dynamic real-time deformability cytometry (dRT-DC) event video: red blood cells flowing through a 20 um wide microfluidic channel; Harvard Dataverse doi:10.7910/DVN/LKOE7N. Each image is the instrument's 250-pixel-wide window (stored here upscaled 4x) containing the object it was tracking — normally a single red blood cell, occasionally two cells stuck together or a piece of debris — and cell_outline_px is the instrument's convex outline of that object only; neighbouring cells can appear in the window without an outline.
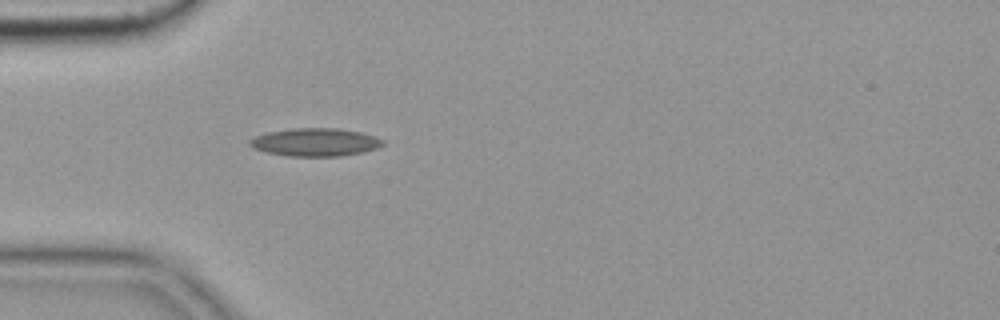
{"species": "common noctule bat (a hibernating species)", "species_latin": "Nyctalus noctula", "temperature_condition": "cold", "stored_images_in_passage": 35, "camera_frame_rate_fps": 3000, "um_per_image_px": 0.085, "animal": {"sex": "female", "body_mass_g": 19.9}, "frame": {"image": 1, "passage_image": 1, "time_ms": 0.0, "image_size_px": [1000, 320], "cell_outline_px": [[384, 144], [376, 148], [360, 152], [340, 156], [288, 156], [268, 152], [252, 148], [248, 144], [248, 140], [256, 136], [268, 132], [292, 128], [336, 128], [360, 132], [376, 136], [384, 140]], "centroid_in_image_um": [26.78, 12.08], "position_along_channel_um": 58.2, "area_um2": 21.62}, "authors_computed_cell_mechanics": {"area_um2": 19.2474, "velocity_mm_per_s": 3.6502, "shape_relaxation_time_tau1_ms": 9.2964, "shape_relaxation_time_tau2_ms": 2.6603, "deformation_change_tau1": 0.1847, "deformation_change_tau2": 0.124}}